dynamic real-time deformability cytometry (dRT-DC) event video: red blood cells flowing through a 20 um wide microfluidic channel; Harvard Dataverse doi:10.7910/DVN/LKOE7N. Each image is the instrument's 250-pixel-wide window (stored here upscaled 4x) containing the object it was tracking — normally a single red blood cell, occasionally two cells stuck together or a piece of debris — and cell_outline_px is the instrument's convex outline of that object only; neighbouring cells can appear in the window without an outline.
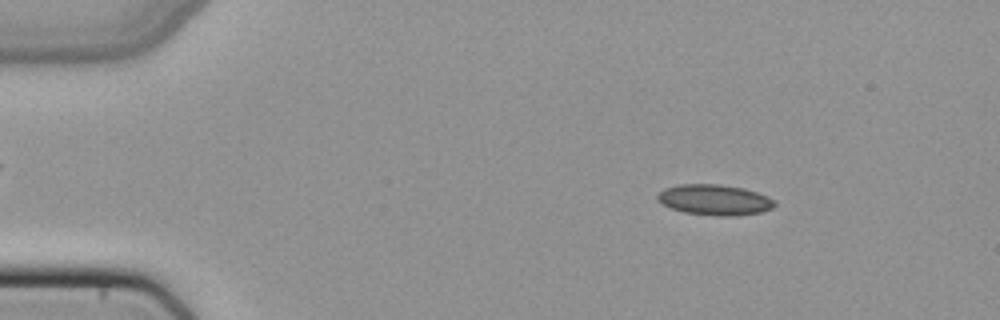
{"species": "common noctule bat (a hibernating species)", "species_latin": "Nyctalus noctula", "temperature_condition": "cold", "stored_images_in_passage": 50, "camera_frame_rate_fps": 3000, "um_per_image_px": 0.085, "animal": {"sex": "female", "body_mass_g": 22.7, "forearm_length_mm": 54.2}, "frame": {"image": 1, "passage_image": 7, "time_ms": 2.0, "image_size_px": [1000, 320], "cell_outline_px": [[776, 204], [772, 208], [760, 212], [736, 216], [720, 216], [684, 212], [672, 208], [656, 200], [656, 196], [664, 188], [680, 184], [720, 184], [744, 188], [768, 196], [776, 200]], "centroid_in_image_um": [60.76, 16.98], "position_along_channel_um": 24.2, "area_um2": 20.92}}
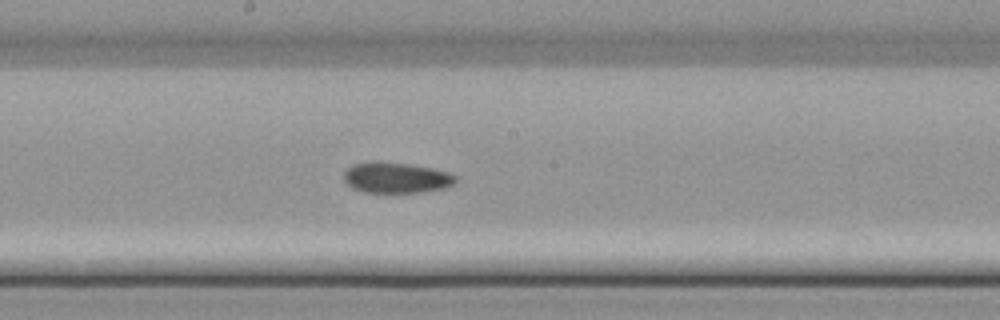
{"frame": {"image": 2, "passage_image": 27, "time_ms": 8.667, "image_size_px": [1000, 320], "cell_outline_px": [[456, 180], [452, 184], [444, 188], [420, 192], [364, 192], [352, 188], [344, 180], [344, 172], [352, 164], [372, 160], [380, 160], [408, 164], [432, 168], [448, 172], [456, 176]], "centroid_in_image_um": [33.63, 15.08], "position_along_channel_um": 214.6, "area_um2": 20.11}}
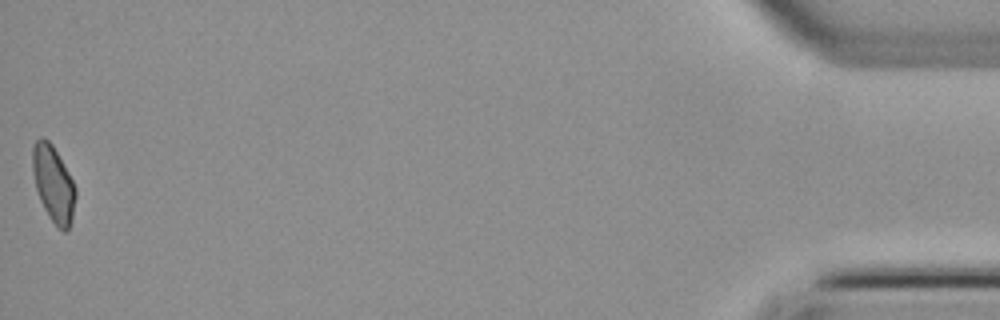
{"frame": {"image": 3, "passage_image": 50, "time_ms": 16.333, "image_size_px": [1000, 320], "cell_outline_px": [[76, 196], [72, 220], [68, 232], [64, 232], [48, 216], [40, 200], [36, 188], [32, 172], [32, 144], [40, 136], [44, 136], [52, 144], [68, 172], [76, 188]], "centroid_in_image_um": [4.53, 15.6], "position_along_channel_um": 430.7, "area_um2": 19.19}}